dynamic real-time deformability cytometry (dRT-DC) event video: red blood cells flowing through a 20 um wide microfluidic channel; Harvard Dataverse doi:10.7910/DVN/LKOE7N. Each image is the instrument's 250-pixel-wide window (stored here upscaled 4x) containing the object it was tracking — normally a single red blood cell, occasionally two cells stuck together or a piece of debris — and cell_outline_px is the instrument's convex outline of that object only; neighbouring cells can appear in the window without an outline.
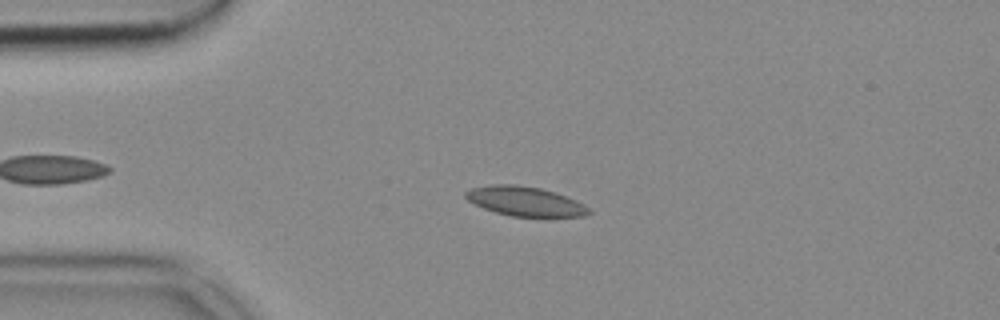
{"species": "common noctule bat (a hibernating species)", "species_latin": "Nyctalus noctula", "temperature_condition": "cold", "stored_images_in_passage": 48, "camera_frame_rate_fps": 3000, "um_per_image_px": 0.085, "animal": {"sex": "female", "body_mass_g": 18.4}, "frame": {"image": 1, "passage_image": 11, "time_ms": 3.333, "image_size_px": [1000, 320], "cell_outline_px": [[592, 212], [584, 216], [512, 216], [496, 212], [484, 208], [468, 200], [464, 196], [464, 192], [472, 188], [492, 184], [516, 184], [540, 188], [556, 192], [576, 200], [584, 204]], "centroid_in_image_um": [44.63, 17.09], "position_along_channel_um": 40.4, "area_um2": 20.98}}
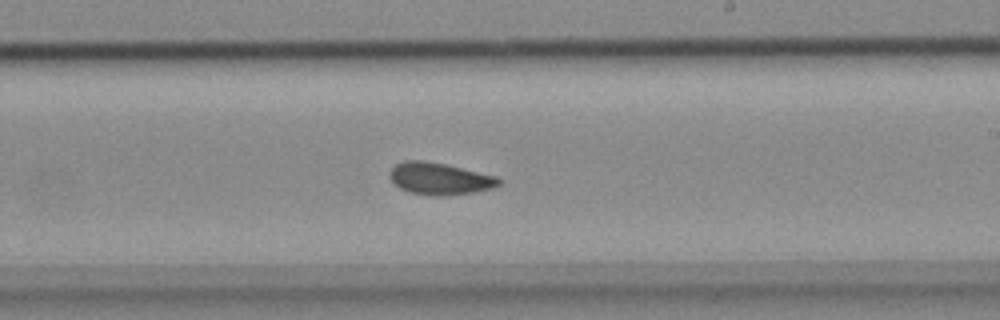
{"frame": {"image": 2, "passage_image": 30, "time_ms": 9.667, "image_size_px": [1000, 320], "cell_outline_px": [[500, 184], [492, 188], [472, 192], [444, 196], [436, 196], [408, 192], [400, 188], [388, 176], [388, 172], [396, 164], [404, 160], [424, 160], [444, 164], [496, 176], [500, 180]], "centroid_in_image_um": [37.32, 15.18], "position_along_channel_um": 251.7, "area_um2": 20.17}}
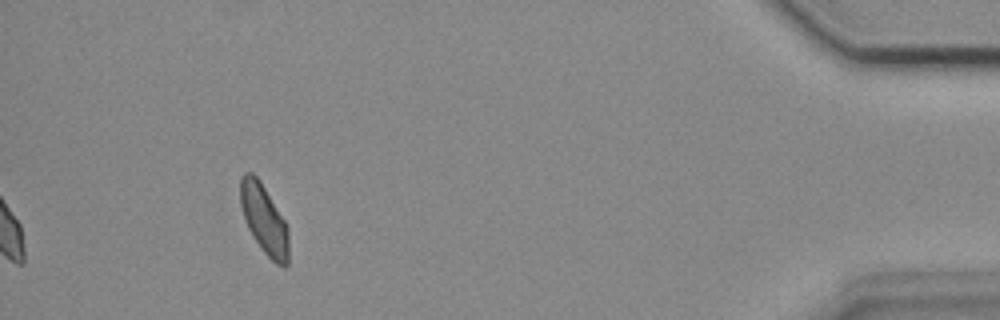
{"frame": {"image": 3, "passage_image": 48, "time_ms": 15.667, "image_size_px": [1000, 320], "cell_outline_px": [[288, 264], [284, 268], [276, 264], [260, 248], [248, 228], [240, 204], [240, 176], [244, 172], [252, 172], [260, 180], [284, 220], [288, 228]], "centroid_in_image_um": [22.44, 18.64], "position_along_channel_um": 412.8, "area_um2": 19.48}}